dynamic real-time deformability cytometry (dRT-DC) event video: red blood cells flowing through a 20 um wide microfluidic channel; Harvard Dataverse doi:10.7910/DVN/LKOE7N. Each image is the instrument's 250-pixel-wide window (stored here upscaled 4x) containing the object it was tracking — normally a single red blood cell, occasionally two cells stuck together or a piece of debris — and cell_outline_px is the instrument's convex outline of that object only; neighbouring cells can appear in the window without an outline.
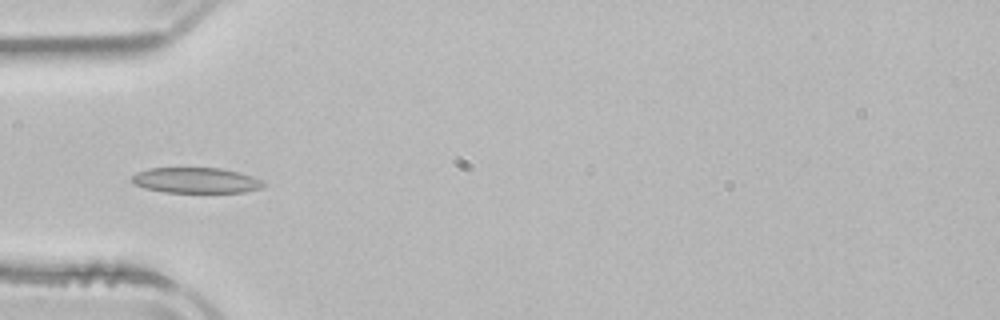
{"species": "common noctule bat (a hibernating species)", "species_latin": "Nyctalus noctula", "temperature_condition": "room temperature", "stored_images_in_passage": 4, "camera_frame_rate_fps": 3000, "um_per_image_px": 0.085, "animal": {"sex": "male", "body_mass_g": 21.5, "forearm_length_mm": 52.0}, "frame": {"image": 1, "passage_image": 4, "time_ms": 5.0, "image_size_px": [1000, 320], "cell_outline_px": [[264, 184], [260, 188], [244, 192], [164, 192], [144, 188], [132, 184], [132, 176], [136, 172], [148, 168], [220, 168], [240, 172], [264, 180]], "centroid_in_image_um": [16.63, 15.32], "position_along_channel_um": 68.4, "area_um2": 19.65}}